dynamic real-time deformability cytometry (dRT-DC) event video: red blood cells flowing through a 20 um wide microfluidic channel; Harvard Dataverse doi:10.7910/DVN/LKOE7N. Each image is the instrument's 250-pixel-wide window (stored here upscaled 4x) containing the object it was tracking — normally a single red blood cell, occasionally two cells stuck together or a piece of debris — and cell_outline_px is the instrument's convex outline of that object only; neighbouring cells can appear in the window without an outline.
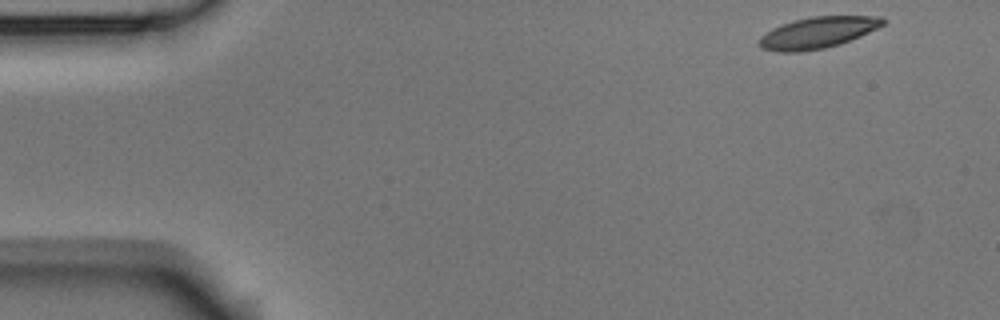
{"species": "Egyptian fruit bat (a non-hibernating species)", "species_latin": "Rousettus aegyptiacus", "temperature_condition": "room temperature", "stored_images_in_passage": 5, "camera_frame_rate_fps": 3000, "um_per_image_px": 0.085, "animal": {"sex": "male"}, "frame": {"image": 1, "passage_image": 1, "time_ms": 0.0, "image_size_px": [1000, 320], "cell_outline_px": [[888, 20], [884, 24], [860, 36], [840, 44], [824, 48], [800, 52], [780, 52], [760, 48], [756, 44], [760, 36], [772, 28], [796, 20], [812, 16], [880, 16]], "centroid_in_image_um": [69.48, 2.78], "position_along_channel_um": 15.5, "area_um2": 22.6}}